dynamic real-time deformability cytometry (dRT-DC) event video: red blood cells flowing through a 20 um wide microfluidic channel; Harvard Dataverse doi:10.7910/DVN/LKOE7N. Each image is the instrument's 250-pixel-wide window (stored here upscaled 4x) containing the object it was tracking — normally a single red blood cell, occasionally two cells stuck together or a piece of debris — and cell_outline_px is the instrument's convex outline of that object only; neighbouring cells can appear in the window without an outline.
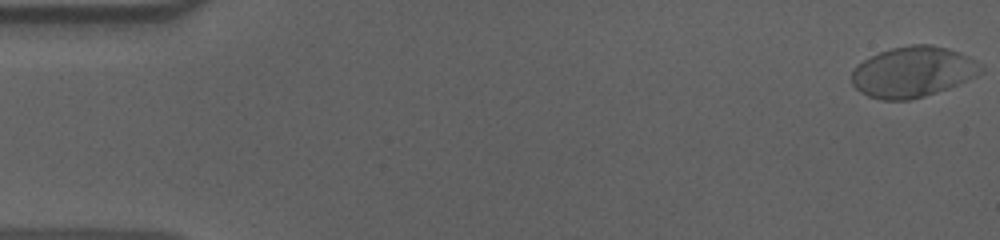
{"species": "human", "species_latin": "Homo sapiens", "temperature_condition": "cold", "stored_images_in_passage": 57, "camera_frame_rate_fps": 3000, "um_per_image_px": 0.085, "donor": {"sex": "male"}, "frame": {"image": 1, "passage_image": 1, "time_ms": 0.0, "image_size_px": [1000, 240], "cell_outline_px": [[984, 72], [976, 76], [948, 88], [924, 96], [908, 100], [880, 100], [868, 96], [860, 92], [852, 84], [852, 72], [856, 64], [880, 52], [892, 48], [912, 44], [932, 44], [948, 48], [968, 56], [984, 64]], "centroid_in_image_um": [77.62, 6.11], "position_along_channel_um": 7.4, "area_um2": 38.26}}
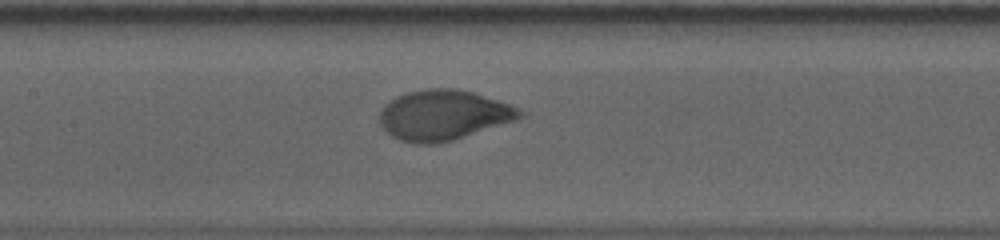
{"frame": {"image": 2, "passage_image": 27, "time_ms": 8.667, "image_size_px": [1000, 240], "cell_outline_px": [[524, 116], [452, 140], [436, 144], [412, 144], [400, 140], [392, 136], [380, 124], [380, 112], [384, 104], [396, 96], [408, 92], [428, 88], [456, 88], [472, 92], [520, 108], [524, 112]], "centroid_in_image_um": [37.63, 9.78], "position_along_channel_um": 169.8, "area_um2": 40.52}}
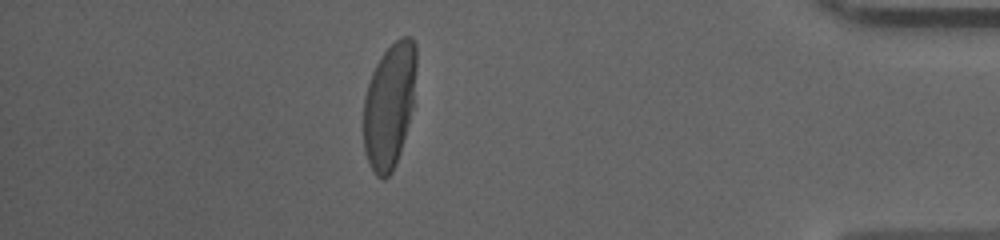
{"frame": {"image": 3, "passage_image": 50, "time_ms": 16.333, "image_size_px": [1000, 240], "cell_outline_px": [[416, 68], [412, 108], [400, 152], [392, 172], [384, 180], [376, 176], [364, 152], [364, 96], [372, 72], [380, 56], [400, 36], [412, 36], [416, 44]], "centroid_in_image_um": [33.09, 8.93], "position_along_channel_um": 402.1, "area_um2": 38.38}, "authors_computed_cell_mechanics": {"area_um2": 39.5352, "velocity_mm_per_s": 3.5899, "shape_relaxation_time_tau1_ms": 3.2811, "shape_relaxation_time_tau2_ms": null, "deformation_change_tau1": 0.1982, "deformation_change_tau2": null}}